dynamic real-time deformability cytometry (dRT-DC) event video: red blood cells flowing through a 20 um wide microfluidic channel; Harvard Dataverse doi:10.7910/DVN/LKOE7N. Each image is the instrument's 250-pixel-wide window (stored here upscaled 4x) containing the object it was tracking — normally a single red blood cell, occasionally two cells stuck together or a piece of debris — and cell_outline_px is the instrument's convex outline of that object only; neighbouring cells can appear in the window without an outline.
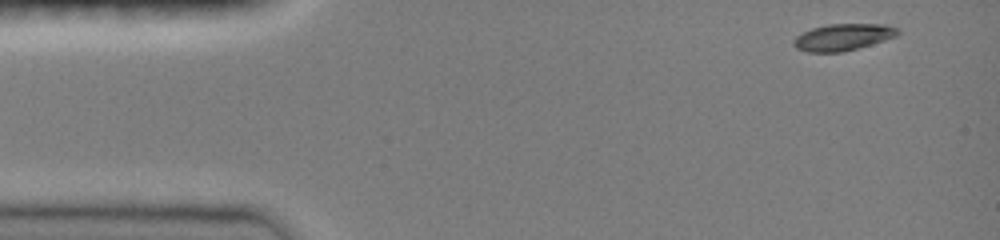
{"species": "common noctule bat (a hibernating species)", "species_latin": "Nyctalus noctula", "temperature_condition": "room temperature", "stored_images_in_passage": 43, "camera_frame_rate_fps": 3000, "um_per_image_px": 0.085, "animal": {"sex": "female", "body_mass_g": 19.0, "forearm_length_mm": 51.5}, "frame": {"image": 1, "passage_image": 1, "time_ms": 0.0, "image_size_px": [1000, 240], "cell_outline_px": [[900, 32], [896, 36], [872, 44], [844, 52], [808, 52], [796, 48], [792, 44], [792, 40], [796, 36], [812, 28], [828, 24], [884, 24], [900, 28]], "centroid_in_image_um": [71.66, 3.15], "position_along_channel_um": 13.3, "area_um2": 16.3}}
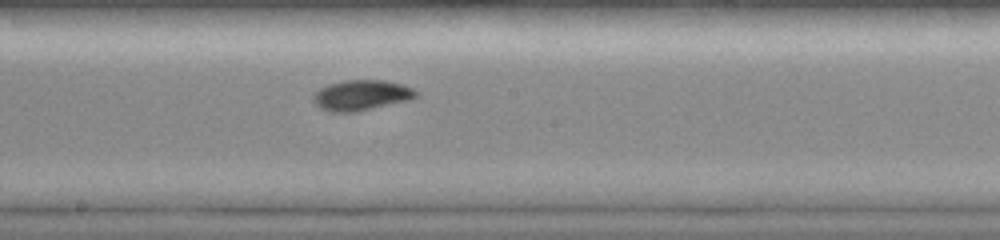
{"frame": {"image": 2, "passage_image": 23, "time_ms": 7.333, "image_size_px": [1000, 240], "cell_outline_px": [[420, 92], [412, 100], [356, 112], [332, 112], [320, 108], [312, 100], [312, 96], [320, 88], [328, 84], [344, 80], [384, 80], [404, 84]], "centroid_in_image_um": [30.75, 8.09], "position_along_channel_um": 217.4, "area_um2": 18.5}}
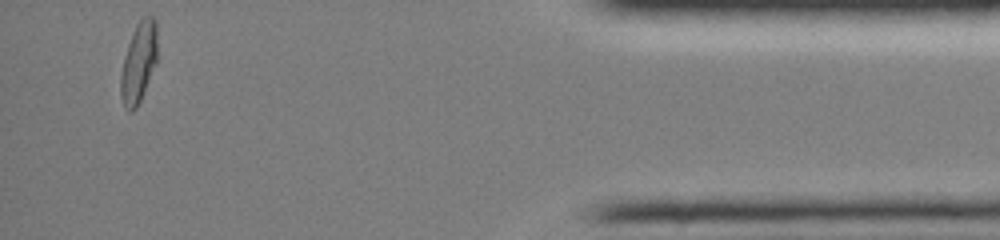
{"frame": {"image": 3, "passage_image": 42, "time_ms": 13.667, "image_size_px": [1000, 240], "cell_outline_px": [[156, 64], [140, 100], [136, 108], [132, 112], [128, 112], [124, 108], [120, 96], [120, 76], [124, 56], [132, 32], [136, 24], [144, 16], [152, 16], [156, 20]], "centroid_in_image_um": [11.76, 5.33], "position_along_channel_um": 423.4, "area_um2": 17.17}, "authors_computed_cell_mechanics": {"area_um2": 16.762, "velocity_mm_per_s": 4.0816, "shape_relaxation_time_tau1_ms": 3.4031, "shape_relaxation_time_tau2_ms": 6.5621, "deformation_change_tau1": 0.1625, "deformation_change_tau2": 0.0712}}